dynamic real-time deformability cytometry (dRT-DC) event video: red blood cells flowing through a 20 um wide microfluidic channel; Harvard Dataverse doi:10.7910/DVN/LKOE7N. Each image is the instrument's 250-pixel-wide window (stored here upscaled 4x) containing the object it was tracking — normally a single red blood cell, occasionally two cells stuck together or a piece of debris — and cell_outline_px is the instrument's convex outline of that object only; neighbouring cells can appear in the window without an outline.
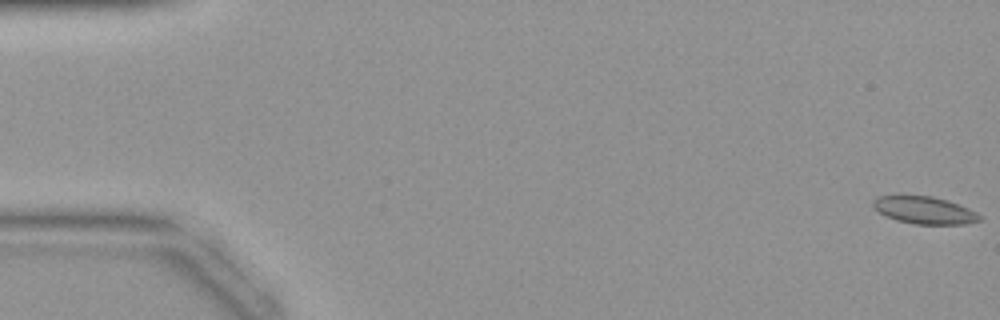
{"species": "common noctule bat (a hibernating species)", "species_latin": "Nyctalus noctula", "temperature_condition": "warm", "stored_images_in_passage": 44, "camera_frame_rate_fps": 3000, "um_per_image_px": 0.085, "animal": {"sex": "female", "body_mass_g": 19.9}, "frame": {"image": 1, "passage_image": 1, "time_ms": 0.0, "image_size_px": [1000, 320], "cell_outline_px": [[984, 216], [980, 220], [968, 224], [916, 224], [896, 220], [872, 208], [872, 200], [880, 196], [900, 192], [932, 196], [948, 200], [968, 208]], "centroid_in_image_um": [78.53, 17.81], "position_along_channel_um": 6.5, "area_um2": 17.69}}
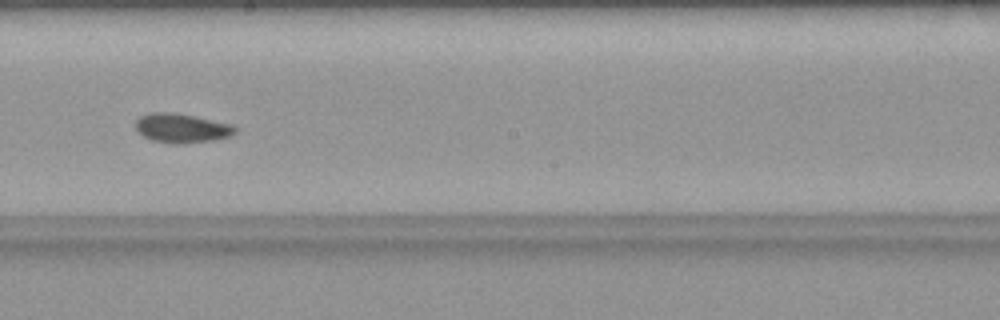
{"frame": {"image": 2, "passage_image": 25, "time_ms": 8.0, "image_size_px": [1000, 320], "cell_outline_px": [[236, 132], [228, 136], [212, 140], [180, 144], [172, 144], [152, 140], [136, 132], [136, 120], [140, 116], [152, 112], [172, 112], [196, 116], [232, 124], [236, 128]], "centroid_in_image_um": [15.41, 10.88], "position_along_channel_um": 232.8, "area_um2": 16.99}}
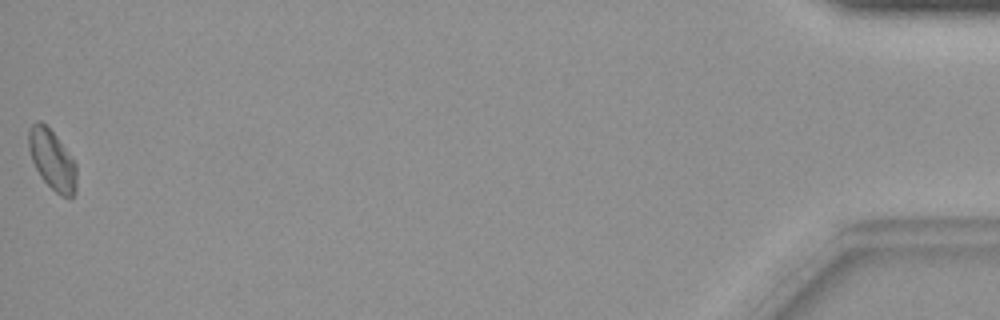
{"frame": {"image": 3, "passage_image": 44, "time_ms": 14.333, "image_size_px": [1000, 320], "cell_outline_px": [[76, 192], [68, 200], [60, 196], [40, 176], [32, 160], [28, 148], [28, 128], [36, 120], [40, 120], [56, 136], [76, 164]], "centroid_in_image_um": [4.43, 13.6], "position_along_channel_um": 430.8, "area_um2": 16.7}}